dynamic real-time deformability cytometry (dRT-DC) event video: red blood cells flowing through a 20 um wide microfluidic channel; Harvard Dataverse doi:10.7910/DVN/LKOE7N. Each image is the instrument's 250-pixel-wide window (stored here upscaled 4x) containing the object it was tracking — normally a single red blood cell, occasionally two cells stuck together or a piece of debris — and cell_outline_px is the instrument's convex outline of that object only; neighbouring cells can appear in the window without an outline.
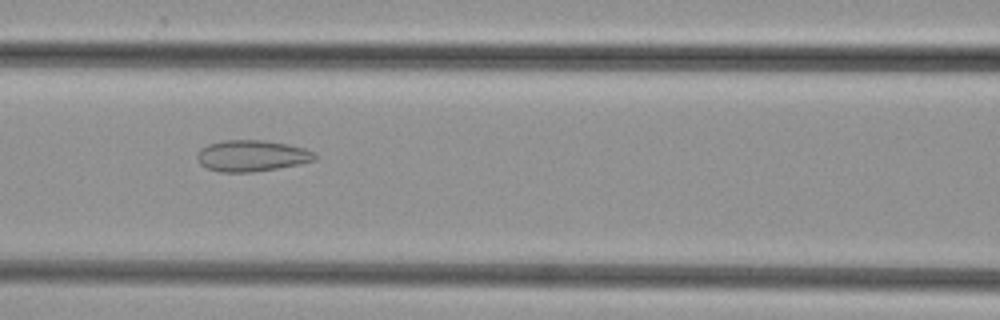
{"species": "common noctule bat (a hibernating species)", "species_latin": "Nyctalus noctula", "temperature_condition": "cold", "stored_images_in_passage": 30, "camera_frame_rate_fps": 3000, "um_per_image_px": 0.085, "animal": {"sex": "female", "body_mass_g": 29.2, "forearm_length_mm": 56.3}, "frame": {"image": 1, "passage_image": 7, "time_ms": 2.0, "image_size_px": [1000, 320], "cell_outline_px": [[320, 156], [316, 160], [300, 164], [252, 172], [220, 172], [208, 168], [200, 164], [196, 160], [196, 152], [200, 148], [208, 144], [224, 140], [264, 140], [288, 144], [304, 148]], "centroid_in_image_um": [21.38, 13.24], "position_along_channel_um": 145.2, "area_um2": 21.62}}
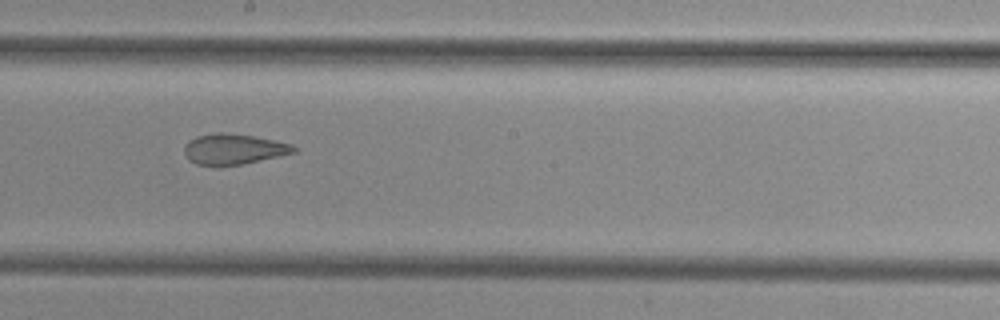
{"frame": {"image": 2, "passage_image": 13, "time_ms": 4.0, "image_size_px": [1000, 320], "cell_outline_px": [[296, 152], [244, 164], [196, 164], [188, 160], [184, 152], [184, 148], [188, 140], [196, 136], [216, 132], [220, 132], [252, 136], [292, 144], [296, 148]], "centroid_in_image_um": [19.84, 12.66], "position_along_channel_um": 228.4, "area_um2": 19.13}}
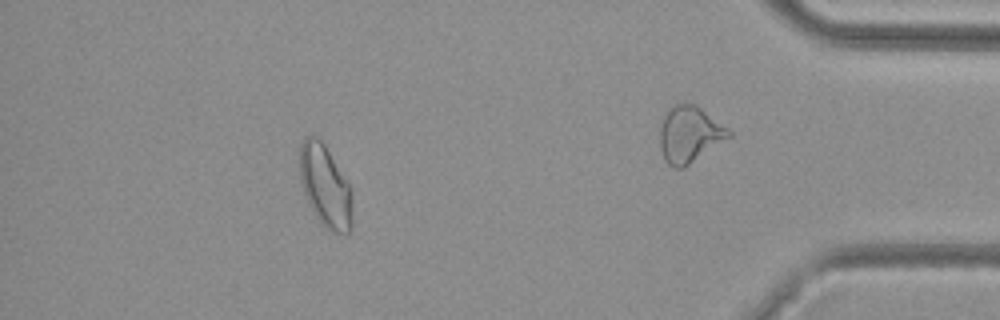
{"frame": {"image": 3, "passage_image": 24, "time_ms": 7.667, "image_size_px": [1000, 320], "cell_outline_px": [[352, 228], [348, 232], [332, 232], [324, 228], [316, 216], [304, 192], [300, 180], [300, 144], [304, 136], [316, 136], [324, 144], [352, 188]], "centroid_in_image_um": [27.66, 15.82], "position_along_channel_um": 407.5, "area_um2": 25.14}}